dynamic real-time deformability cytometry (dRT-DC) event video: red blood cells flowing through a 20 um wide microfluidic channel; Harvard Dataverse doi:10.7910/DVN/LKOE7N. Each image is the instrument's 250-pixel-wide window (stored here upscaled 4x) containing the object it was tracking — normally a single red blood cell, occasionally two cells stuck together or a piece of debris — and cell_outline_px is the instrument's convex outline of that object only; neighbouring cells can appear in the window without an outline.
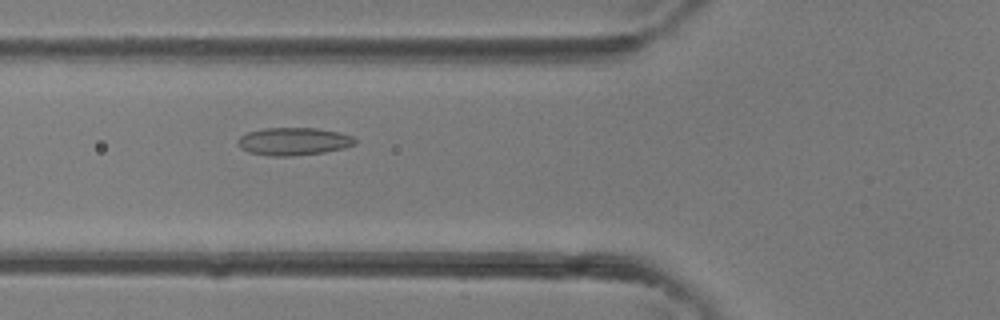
{"species": "common noctule bat (a hibernating species)", "species_latin": "Nyctalus noctula", "temperature_condition": "room temperature", "stored_images_in_passage": 34, "camera_frame_rate_fps": 3000, "um_per_image_px": 0.085, "animal": {"sex": "female"}, "frame": {"image": 1, "passage_image": 10, "time_ms": 3.0, "image_size_px": [1000, 320], "cell_outline_px": [[356, 144], [344, 148], [324, 152], [292, 156], [268, 156], [248, 152], [240, 148], [236, 144], [236, 140], [240, 136], [248, 132], [264, 128], [316, 128], [340, 132], [352, 136], [356, 140]], "centroid_in_image_um": [24.92, 12.02], "position_along_channel_um": 100.9, "area_um2": 19.13}}
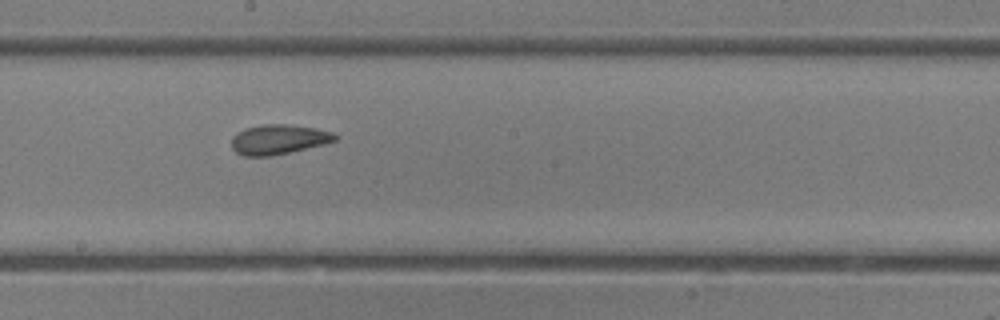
{"frame": {"image": 2, "passage_image": 17, "time_ms": 5.333, "image_size_px": [1000, 320], "cell_outline_px": [[336, 140], [324, 144], [288, 152], [268, 156], [244, 156], [236, 152], [232, 148], [232, 136], [236, 132], [244, 128], [264, 124], [284, 124], [316, 128], [332, 132], [336, 136]], "centroid_in_image_um": [23.63, 11.84], "position_along_channel_um": 224.6, "area_um2": 17.8}}
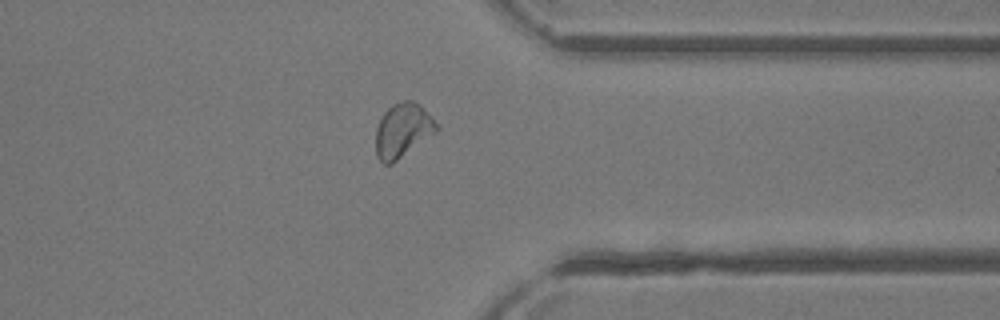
{"frame": {"image": 3, "passage_image": 26, "time_ms": 8.333, "image_size_px": [1000, 320], "cell_outline_px": [[440, 128], [436, 132], [392, 164], [384, 164], [376, 156], [376, 128], [380, 116], [392, 104], [404, 100], [412, 100], [420, 104]], "centroid_in_image_um": [34.21, 11.07], "position_along_channel_um": 377.2, "area_um2": 19.19}}